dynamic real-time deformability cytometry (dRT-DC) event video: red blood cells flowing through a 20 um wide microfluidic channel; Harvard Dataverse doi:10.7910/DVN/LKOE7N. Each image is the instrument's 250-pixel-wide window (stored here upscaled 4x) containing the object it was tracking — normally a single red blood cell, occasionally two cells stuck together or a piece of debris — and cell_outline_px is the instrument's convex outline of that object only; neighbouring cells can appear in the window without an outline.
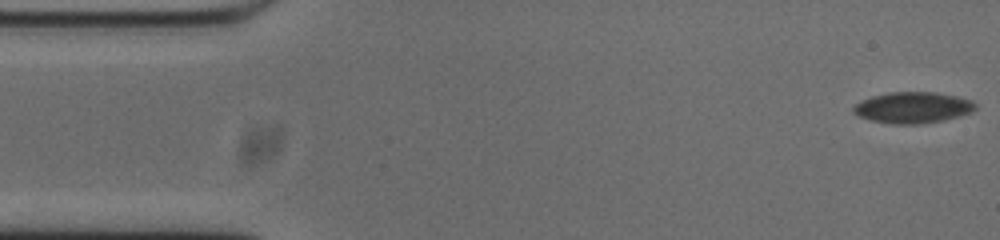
{"species": "common noctule bat (a hibernating species)", "species_latin": "Nyctalus noctula", "temperature_condition": "cold", "stored_images_in_passage": 55, "camera_frame_rate_fps": 3000, "um_per_image_px": 0.085, "animal": {"sex": "male", "body_mass_g": 20.0, "forearm_length_mm": 53.3}, "frame": {"image": 1, "passage_image": 1, "time_ms": 0.0, "image_size_px": [1000, 240], "cell_outline_px": [[976, 108], [960, 116], [944, 120], [916, 124], [892, 124], [872, 120], [860, 116], [852, 112], [852, 108], [860, 100], [872, 96], [888, 92], [936, 92], [956, 96], [972, 100], [976, 104]], "centroid_in_image_um": [77.57, 9.13], "position_along_channel_um": 7.4, "area_um2": 22.08}}
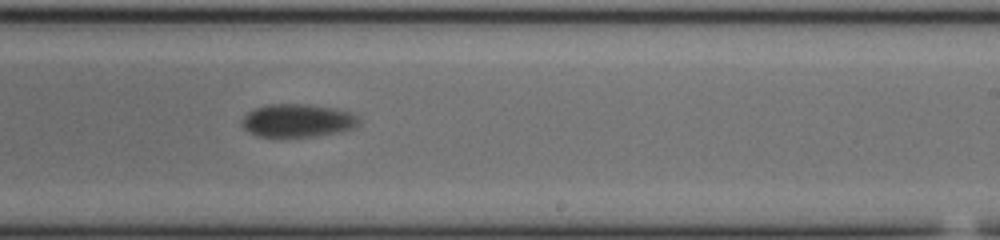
{"frame": {"image": 2, "passage_image": 32, "time_ms": 10.333, "image_size_px": [1000, 240], "cell_outline_px": [[360, 120], [352, 128], [336, 132], [312, 136], [256, 136], [248, 132], [244, 128], [240, 120], [252, 108], [264, 104], [304, 104], [336, 108], [348, 112], [356, 116]], "centroid_in_image_um": [25.21, 10.23], "position_along_channel_um": 263.8, "area_um2": 22.37}}
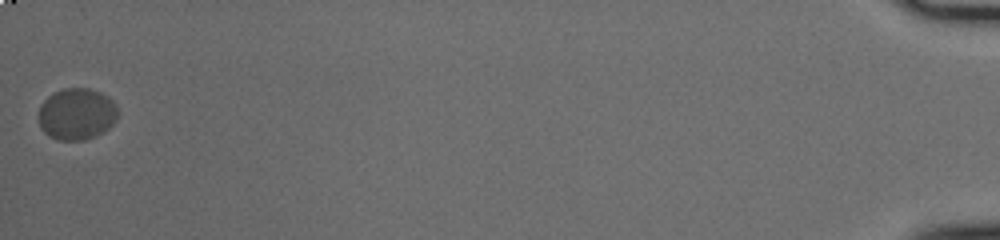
{"frame": {"image": 3, "passage_image": 55, "time_ms": 18.0, "image_size_px": [1000, 240], "cell_outline_px": [[116, 120], [104, 132], [96, 136], [84, 140], [56, 140], [48, 136], [40, 128], [40, 104], [52, 92], [64, 88], [88, 88], [100, 92], [108, 96], [116, 104]], "centroid_in_image_um": [6.51, 9.69], "position_along_channel_um": 428.7, "area_um2": 23.99}}